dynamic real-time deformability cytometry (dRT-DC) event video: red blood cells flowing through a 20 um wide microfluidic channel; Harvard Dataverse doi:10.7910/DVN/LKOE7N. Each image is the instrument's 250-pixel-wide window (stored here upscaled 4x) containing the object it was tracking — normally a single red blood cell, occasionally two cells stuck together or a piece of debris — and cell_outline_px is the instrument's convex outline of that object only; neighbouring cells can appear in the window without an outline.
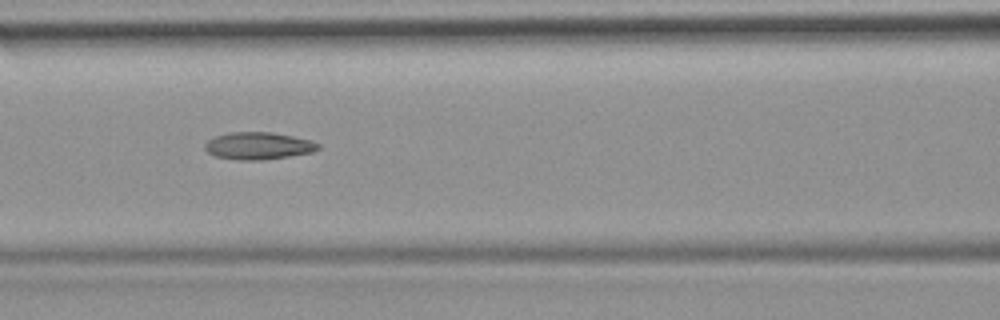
{"species": "common noctule bat (a hibernating species)", "species_latin": "Nyctalus noctula", "temperature_condition": "room temperature", "stored_images_in_passage": 44, "camera_frame_rate_fps": 3000, "um_per_image_px": 0.085, "animal": {"sex": "female", "body_mass_g": 19.9}, "frame": {"image": 1, "passage_image": 19, "time_ms": 6.0, "image_size_px": [1000, 320], "cell_outline_px": [[320, 148], [312, 152], [288, 156], [260, 160], [240, 160], [216, 156], [208, 152], [204, 148], [204, 144], [208, 140], [216, 136], [228, 132], [272, 132], [312, 140], [320, 144]], "centroid_in_image_um": [21.96, 12.38], "position_along_channel_um": 144.6, "area_um2": 17.92}, "authors_computed_cell_mechanics": {"area_um2": 17.4556, "velocity_mm_per_s": 3.9697, "shape_relaxation_time_tau1_ms": null, "shape_relaxation_time_tau2_ms": 4.9902, "deformation_change_tau1": null, "deformation_change_tau2": 0.1394}}